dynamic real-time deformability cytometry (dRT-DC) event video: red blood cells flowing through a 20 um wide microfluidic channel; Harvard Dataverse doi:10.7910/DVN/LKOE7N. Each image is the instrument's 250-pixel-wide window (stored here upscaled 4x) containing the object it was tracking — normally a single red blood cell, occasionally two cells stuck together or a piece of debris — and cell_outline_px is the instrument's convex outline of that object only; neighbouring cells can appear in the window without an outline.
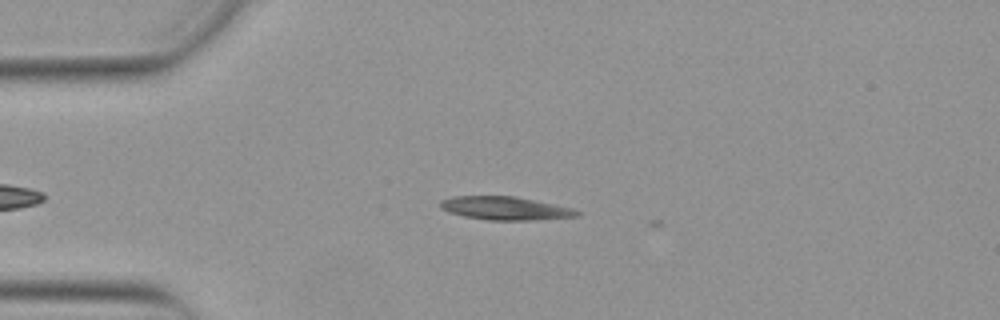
{"species": "Egyptian fruit bat (a non-hibernating species)", "species_latin": "Rousettus aegyptiacus", "temperature_condition": "warm", "stored_images_in_passage": 3, "camera_frame_rate_fps": 3000, "um_per_image_px": 0.085, "animal": {"sex": "female"}, "frame": {"image": 1, "passage_image": 2, "time_ms": 0.333, "image_size_px": [1000, 320], "cell_outline_px": [[580, 216], [532, 220], [488, 220], [464, 216], [448, 212], [440, 208], [440, 200], [452, 196], [516, 196], [572, 208], [580, 212]], "centroid_in_image_um": [42.91, 17.7], "position_along_channel_um": 42.1, "area_um2": 18.55}}